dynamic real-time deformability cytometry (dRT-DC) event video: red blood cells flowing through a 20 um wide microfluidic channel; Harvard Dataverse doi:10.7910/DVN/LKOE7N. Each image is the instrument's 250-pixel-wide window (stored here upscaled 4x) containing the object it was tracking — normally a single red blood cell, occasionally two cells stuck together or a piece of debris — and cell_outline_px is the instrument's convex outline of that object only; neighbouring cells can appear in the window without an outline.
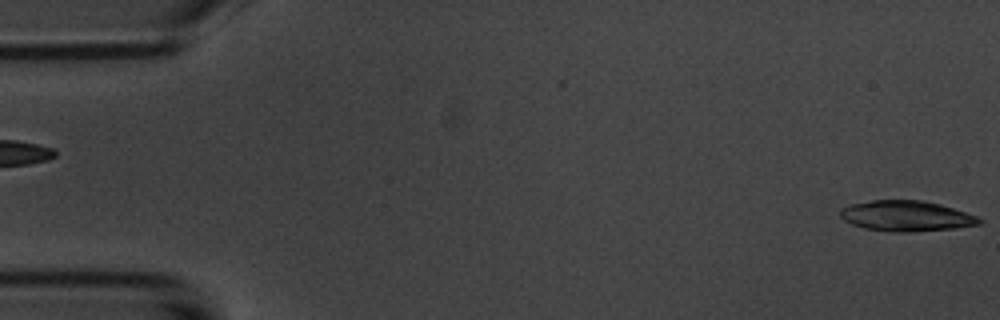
{"species": "common noctule bat (a hibernating species)", "species_latin": "Nyctalus noctula", "temperature_condition": "room temperature", "stored_images_in_passage": 6, "segment_of_instrument_passage": [2, 2], "camera_frame_rate_fps": 3000, "um_per_image_px": 0.085, "animal": {"sex": "male", "body_mass_g": 20.1, "forearm_length_mm": 53.5}, "frame": {"image": 1, "passage_image": 6, "time_ms": 5.667, "image_size_px": [1000, 320], "cell_outline_px": [[984, 220], [980, 224], [956, 228], [912, 232], [896, 232], [864, 228], [852, 224], [844, 220], [840, 216], [840, 208], [852, 204], [872, 200], [920, 200], [940, 204], [976, 216]], "centroid_in_image_um": [77.03, 18.36], "position_along_channel_um": 8.0, "area_um2": 24.62}}